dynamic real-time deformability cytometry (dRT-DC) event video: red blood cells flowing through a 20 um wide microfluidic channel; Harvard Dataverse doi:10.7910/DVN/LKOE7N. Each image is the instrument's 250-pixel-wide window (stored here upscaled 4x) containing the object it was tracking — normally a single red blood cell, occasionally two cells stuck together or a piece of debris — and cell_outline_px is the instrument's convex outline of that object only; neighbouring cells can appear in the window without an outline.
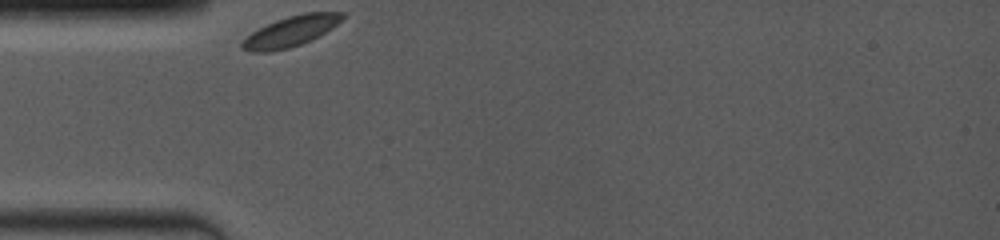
{"species": "common noctule bat (a hibernating species)", "species_latin": "Nyctalus noctula", "temperature_condition": "room temperature", "stored_images_in_passage": 42, "camera_frame_rate_fps": 4000, "um_per_image_px": 0.085, "animal": {"sex": "female", "body_mass_g": 19.0, "forearm_length_mm": 53.3}, "frame": {"image": 1, "passage_image": 1, "time_ms": 0.0, "image_size_px": [1000, 240], "cell_outline_px": [[344, 16], [336, 24], [324, 32], [300, 44], [288, 48], [268, 52], [248, 52], [240, 48], [240, 44], [252, 32], [276, 20], [288, 16], [304, 12], [344, 12]], "centroid_in_image_um": [24.66, 2.66], "position_along_channel_um": 60.3, "area_um2": 17.34}}
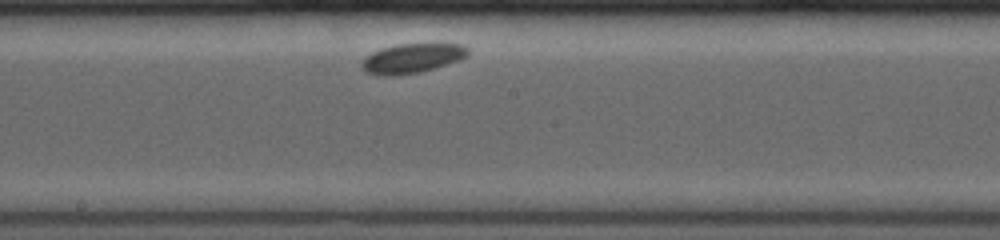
{"frame": {"image": 2, "passage_image": 23, "time_ms": 4.5, "image_size_px": [1000, 240], "cell_outline_px": [[468, 56], [460, 60], [420, 72], [392, 76], [380, 76], [368, 72], [360, 64], [364, 56], [372, 52], [396, 44], [464, 44], [468, 48]], "centroid_in_image_um": [35.02, 4.95], "position_along_channel_um": 213.2, "area_um2": 18.21}}
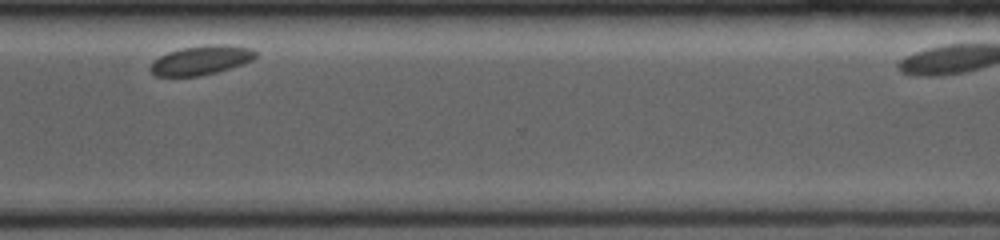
{"frame": {"image": 3, "passage_image": 41, "time_ms": 8.5, "image_size_px": [1000, 240], "cell_outline_px": [[256, 56], [252, 60], [244, 64], [216, 72], [200, 76], [156, 76], [148, 68], [152, 60], [168, 52], [184, 48], [212, 44], [224, 44], [252, 48], [256, 52]], "centroid_in_image_um": [17.09, 5.12], "position_along_channel_um": 353.5, "area_um2": 17.92}}